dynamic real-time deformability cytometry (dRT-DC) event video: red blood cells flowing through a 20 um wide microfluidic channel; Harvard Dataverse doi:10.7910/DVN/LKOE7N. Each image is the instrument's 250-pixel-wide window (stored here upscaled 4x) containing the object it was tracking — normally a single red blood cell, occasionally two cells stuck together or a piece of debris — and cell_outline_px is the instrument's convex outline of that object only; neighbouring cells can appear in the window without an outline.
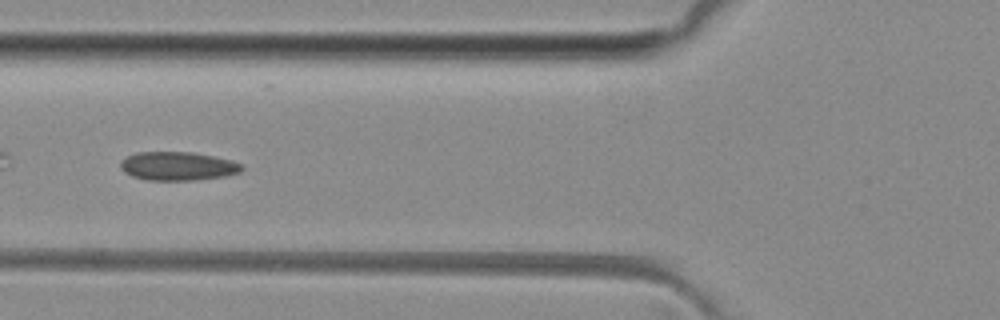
{"species": "common noctule bat (a hibernating species)", "species_latin": "Nyctalus noctula", "temperature_condition": "room temperature", "stored_images_in_passage": 38, "camera_frame_rate_fps": 3000, "um_per_image_px": 0.085, "animal": {"sex": "female", "body_mass_g": 29.2, "forearm_length_mm": 56.3}, "frame": {"image": 1, "passage_image": 7, "time_ms": 2.0, "image_size_px": [1000, 320], "cell_outline_px": [[244, 168], [240, 172], [224, 176], [196, 180], [148, 180], [132, 176], [124, 172], [120, 168], [120, 160], [136, 152], [192, 152], [212, 156], [228, 160], [240, 164]], "centroid_in_image_um": [15.06, 14.12], "position_along_channel_um": 110.7, "area_um2": 20.11}}
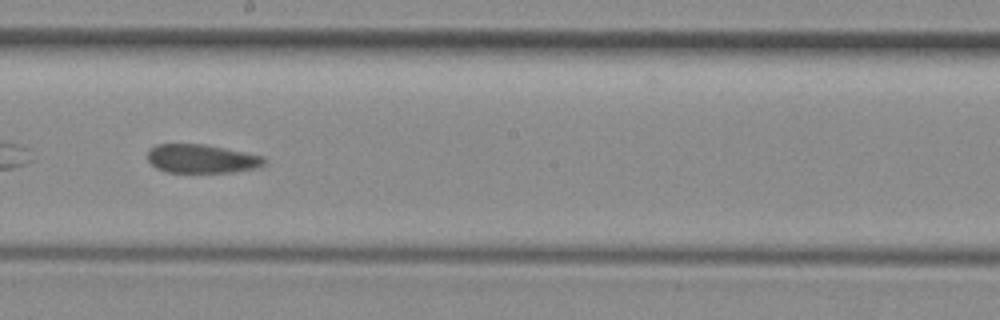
{"frame": {"image": 2, "passage_image": 16, "time_ms": 5.0, "image_size_px": [1000, 320], "cell_outline_px": [[264, 164], [260, 168], [232, 172], [164, 172], [156, 168], [148, 160], [148, 152], [156, 144], [204, 144], [264, 156]], "centroid_in_image_um": [17.15, 13.5], "position_along_channel_um": 231.1, "area_um2": 19.48}}
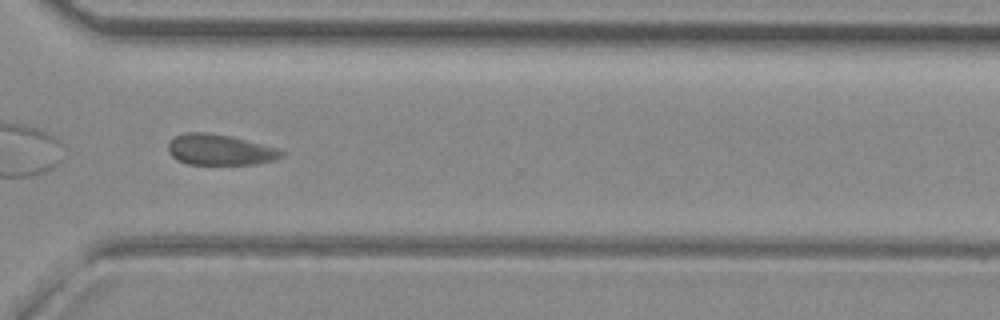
{"frame": {"image": 3, "passage_image": 25, "time_ms": 8.0, "image_size_px": [1000, 320], "cell_outline_px": [[284, 156], [272, 160], [256, 164], [188, 164], [176, 160], [168, 152], [168, 140], [184, 132], [208, 132], [232, 136], [280, 148], [284, 152]], "centroid_in_image_um": [18.68, 12.72], "position_along_channel_um": 351.9, "area_um2": 20.63}, "authors_computed_cell_mechanics": {"area_um2": 20.8369, "velocity_mm_per_s": 4.0181, "shape_relaxation_time_tau1_ms": null, "shape_relaxation_time_tau2_ms": 2.1443, "deformation_change_tau1": null, "deformation_change_tau2": 0.0492}}